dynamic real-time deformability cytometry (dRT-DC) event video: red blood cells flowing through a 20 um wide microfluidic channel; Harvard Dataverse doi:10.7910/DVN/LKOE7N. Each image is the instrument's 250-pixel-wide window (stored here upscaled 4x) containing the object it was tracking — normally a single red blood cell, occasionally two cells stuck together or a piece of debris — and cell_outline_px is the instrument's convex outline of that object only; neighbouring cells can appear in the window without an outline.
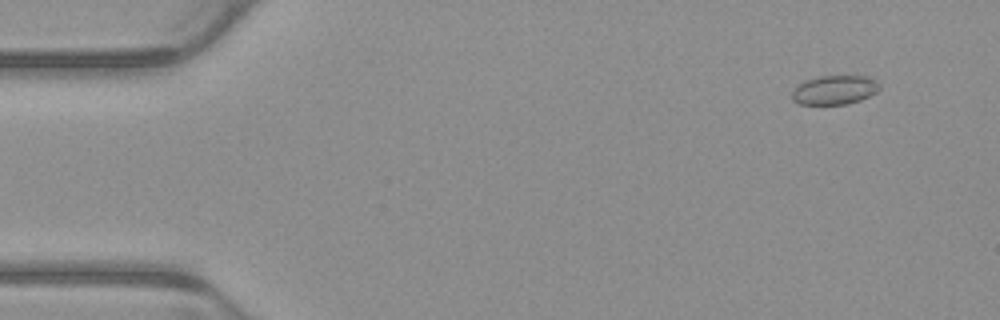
{"species": "common noctule bat (a hibernating species)", "species_latin": "Nyctalus noctula", "temperature_condition": "warm", "stored_images_in_passage": 4, "camera_frame_rate_fps": 3000, "um_per_image_px": 0.085, "animal": {"sex": "male", "body_mass_g": 23.1, "forearm_length_mm": 52.7}, "frame": {"image": 1, "passage_image": 2, "time_ms": 0.333, "image_size_px": [1000, 320], "cell_outline_px": [[880, 88], [876, 92], [860, 100], [848, 104], [800, 104], [792, 100], [792, 92], [804, 80], [820, 76], [868, 76], [876, 80], [880, 84]], "centroid_in_image_um": [70.96, 7.64], "position_along_channel_um": 14.0, "area_um2": 14.8}}
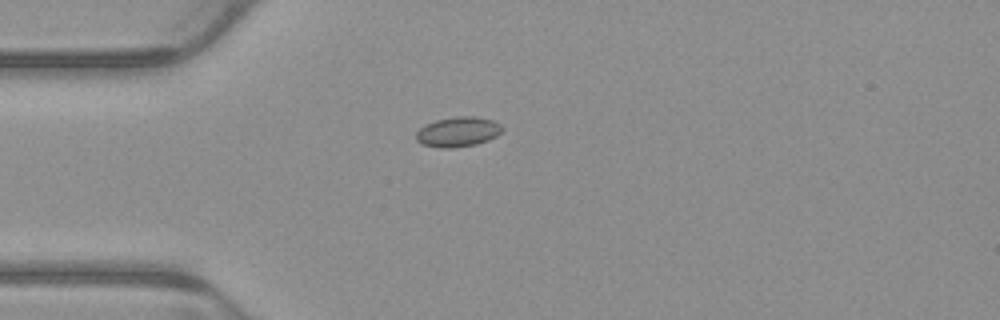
{"frame": {"image": 2, "passage_image": 4, "time_ms": 1.0, "image_size_px": [1000, 320], "cell_outline_px": [[504, 128], [496, 136], [488, 140], [476, 144], [452, 148], [440, 148], [420, 144], [416, 140], [416, 132], [420, 128], [436, 120], [456, 116], [476, 116], [492, 120], [500, 124]], "centroid_in_image_um": [38.92, 11.21], "position_along_channel_um": 46.1, "area_um2": 15.03}}